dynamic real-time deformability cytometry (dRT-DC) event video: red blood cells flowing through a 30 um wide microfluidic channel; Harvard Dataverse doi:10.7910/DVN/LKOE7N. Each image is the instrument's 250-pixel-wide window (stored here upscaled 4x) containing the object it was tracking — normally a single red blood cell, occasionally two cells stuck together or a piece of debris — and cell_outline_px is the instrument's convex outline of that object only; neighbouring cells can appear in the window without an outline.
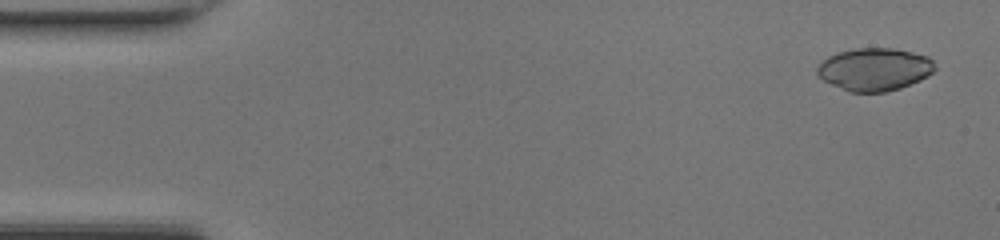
{"species": "common noctule bat (a hibernating species)", "species_latin": "Nyctalus noctula", "temperature_condition": "room temperature", "stored_images_in_passage": 48, "camera_frame_rate_fps": 3000, "um_per_image_px": 0.085, "animal": {"sex": "female", "body_mass_g": 17.0, "forearm_length_mm": 48.0}, "frame": {"image": 1, "passage_image": 2, "time_ms": 0.333, "image_size_px": [1000, 240], "cell_outline_px": [[936, 68], [928, 76], [920, 80], [900, 88], [884, 92], [848, 92], [824, 80], [816, 72], [816, 68], [828, 56], [836, 52], [856, 48], [892, 48], [912, 52], [928, 56], [932, 60]], "centroid_in_image_um": [74.34, 5.89], "position_along_channel_um": 10.7, "area_um2": 29.25}}
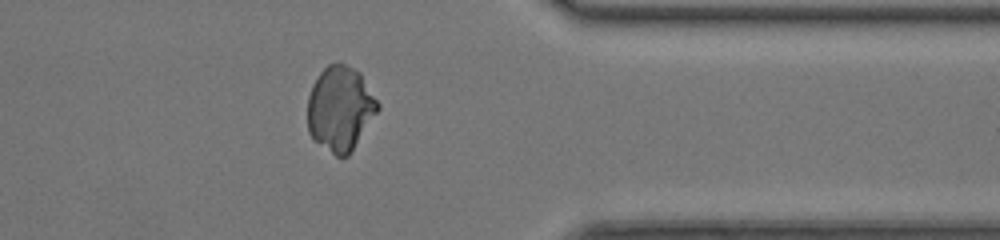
{"frame": {"image": 2, "passage_image": 38, "time_ms": 12.333, "image_size_px": [1000, 240], "cell_outline_px": [[380, 108], [348, 156], [336, 156], [316, 140], [308, 132], [308, 96], [312, 84], [320, 72], [328, 64], [348, 64], [360, 72], [380, 104]], "centroid_in_image_um": [28.93, 9.2], "position_along_channel_um": 382.5, "area_um2": 34.39}}
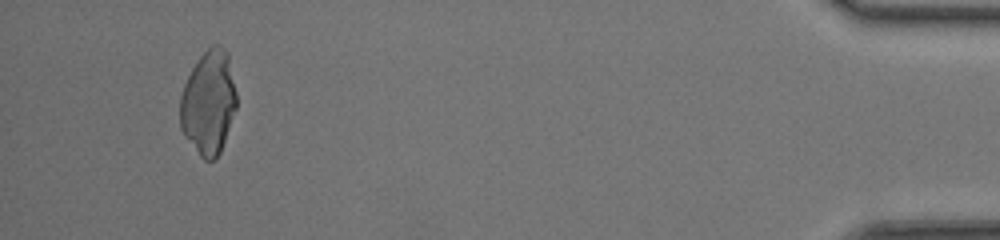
{"frame": {"image": 3, "passage_image": 45, "time_ms": 14.667, "image_size_px": [1000, 240], "cell_outline_px": [[236, 108], [220, 152], [212, 160], [204, 160], [200, 156], [184, 136], [180, 128], [180, 96], [184, 84], [192, 68], [200, 56], [212, 44], [220, 44], [228, 52], [236, 92]], "centroid_in_image_um": [17.72, 8.7], "position_along_channel_um": 417.5, "area_um2": 34.16}}